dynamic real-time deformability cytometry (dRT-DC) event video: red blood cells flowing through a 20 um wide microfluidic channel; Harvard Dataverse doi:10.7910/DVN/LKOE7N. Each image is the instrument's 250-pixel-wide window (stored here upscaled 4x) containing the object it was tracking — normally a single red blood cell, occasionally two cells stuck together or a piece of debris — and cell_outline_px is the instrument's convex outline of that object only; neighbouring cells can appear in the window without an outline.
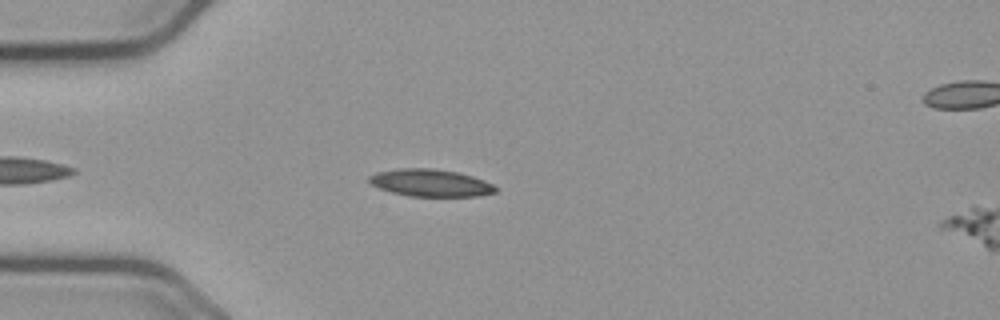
{"species": "common noctule bat (a hibernating species)", "species_latin": "Nyctalus noctula", "temperature_condition": "cold", "stored_images_in_passage": 9, "camera_frame_rate_fps": 3000, "um_per_image_px": 0.085, "animal": {"sex": "male", "body_mass_g": 23.1, "forearm_length_mm": 52.7}, "frame": {"image": 1, "passage_image": 8, "time_ms": 2.333, "image_size_px": [1000, 320], "cell_outline_px": [[496, 192], [476, 196], [408, 196], [392, 192], [380, 188], [372, 184], [368, 180], [368, 176], [376, 172], [400, 168], [432, 168], [456, 172], [472, 176], [492, 184], [496, 188]], "centroid_in_image_um": [36.56, 15.54], "position_along_channel_um": 48.4, "area_um2": 19.88}}